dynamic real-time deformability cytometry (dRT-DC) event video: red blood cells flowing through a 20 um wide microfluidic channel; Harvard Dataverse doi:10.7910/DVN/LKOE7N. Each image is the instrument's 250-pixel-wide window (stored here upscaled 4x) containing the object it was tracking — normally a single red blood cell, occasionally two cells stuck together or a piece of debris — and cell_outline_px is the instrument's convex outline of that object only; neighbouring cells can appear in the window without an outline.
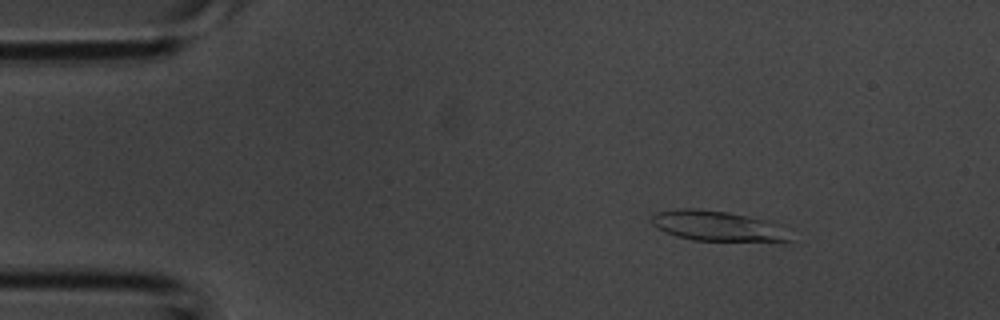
{"species": "common noctule bat (a hibernating species)", "species_latin": "Nyctalus noctula", "temperature_condition": "room temperature", "stored_images_in_passage": 3, "camera_frame_rate_fps": 3000, "um_per_image_px": 0.085, "animal": {"sex": "male", "body_mass_g": 20.1, "forearm_length_mm": 53.5}, "frame": {"image": 1, "passage_image": 1, "time_ms": 0.0, "image_size_px": [1000, 320], "cell_outline_px": [[792, 240], [784, 244], [692, 240], [676, 236], [656, 228], [648, 220], [656, 212], [680, 208], [696, 208], [728, 212], [748, 216], [764, 220]], "centroid_in_image_um": [60.91, 19.25], "position_along_channel_um": 24.1, "area_um2": 24.68}}